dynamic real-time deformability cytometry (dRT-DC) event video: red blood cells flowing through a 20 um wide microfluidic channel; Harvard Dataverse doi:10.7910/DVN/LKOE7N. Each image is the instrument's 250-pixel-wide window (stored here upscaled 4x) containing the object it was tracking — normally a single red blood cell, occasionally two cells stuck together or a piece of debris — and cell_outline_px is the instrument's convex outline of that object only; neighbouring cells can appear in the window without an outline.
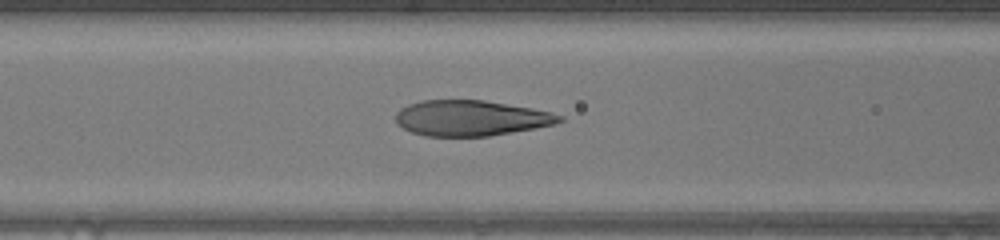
{"species": "human", "species_latin": "Homo sapiens", "temperature_condition": "warm", "stored_images_in_passage": 12, "camera_frame_rate_fps": 3000, "um_per_image_px": 0.085, "donor": {"sex": "female"}, "frame": {"image": 1, "passage_image": 10, "time_ms": 3.0, "image_size_px": [1000, 240], "cell_outline_px": [[564, 120], [556, 124], [488, 136], [424, 136], [412, 132], [396, 124], [396, 112], [400, 108], [408, 104], [420, 100], [484, 100], [532, 108], [552, 112], [564, 116]], "centroid_in_image_um": [40.02, 10.03], "position_along_channel_um": 126.6, "area_um2": 33.99}}